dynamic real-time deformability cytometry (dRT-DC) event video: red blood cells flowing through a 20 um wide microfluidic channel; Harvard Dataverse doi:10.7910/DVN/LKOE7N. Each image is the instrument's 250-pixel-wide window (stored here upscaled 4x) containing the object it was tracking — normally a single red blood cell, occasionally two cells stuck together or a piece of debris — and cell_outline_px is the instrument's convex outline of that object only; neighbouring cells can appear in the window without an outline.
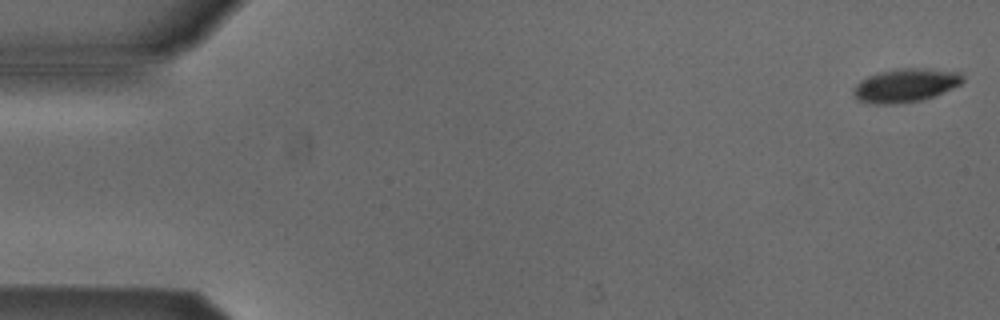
{"species": "Egyptian fruit bat (a non-hibernating species)", "species_latin": "Rousettus aegyptiacus", "temperature_condition": "cold", "stored_images_in_passage": 5, "camera_frame_rate_fps": 3000, "um_per_image_px": 0.085, "animal": {"sex": "male"}, "frame": {"image": 1, "passage_image": 1, "time_ms": 0.0, "image_size_px": [1000, 320], "cell_outline_px": [[964, 80], [960, 84], [952, 88], [932, 96], [920, 100], [892, 104], [872, 104], [856, 100], [852, 92], [852, 88], [860, 80], [868, 76], [880, 72], [900, 68], [924, 68], [956, 72], [964, 76]], "centroid_in_image_um": [76.9, 7.26], "position_along_channel_um": 8.1, "area_um2": 21.21}}
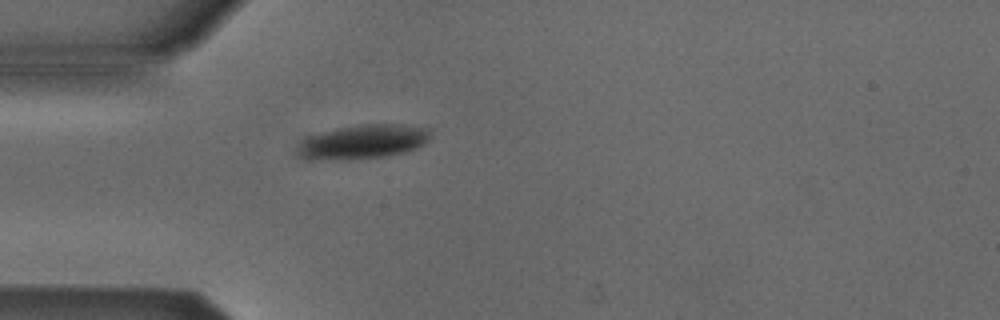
{"frame": {"image": 2, "passage_image": 5, "time_ms": 1.333, "image_size_px": [1000, 320], "cell_outline_px": [[432, 136], [428, 140], [416, 148], [404, 152], [384, 156], [348, 160], [308, 160], [300, 156], [300, 144], [308, 136], [336, 128], [356, 124], [404, 124], [432, 128]], "centroid_in_image_um": [30.91, 12.04], "position_along_channel_um": 54.1, "area_um2": 26.7}}